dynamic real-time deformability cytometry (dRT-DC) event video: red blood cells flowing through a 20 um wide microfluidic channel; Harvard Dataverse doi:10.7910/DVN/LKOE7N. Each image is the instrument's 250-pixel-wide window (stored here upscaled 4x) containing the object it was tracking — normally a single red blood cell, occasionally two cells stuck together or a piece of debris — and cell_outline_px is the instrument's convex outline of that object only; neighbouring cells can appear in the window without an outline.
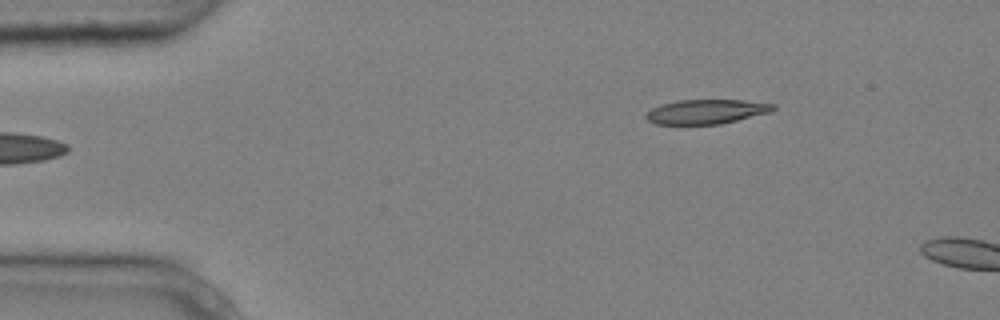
{"species": "common noctule bat (a hibernating species)", "species_latin": "Nyctalus noctula", "temperature_condition": "cold", "stored_images_in_passage": 3, "camera_frame_rate_fps": 3000, "um_per_image_px": 0.085, "animal": {"sex": "male", "body_mass_g": 20.4}, "frame": {"image": 1, "passage_image": 3, "time_ms": 0.667, "image_size_px": [1000, 320], "cell_outline_px": [[776, 108], [768, 112], [720, 124], [656, 124], [648, 120], [644, 116], [652, 108], [660, 104], [676, 100], [744, 100], [776, 104]], "centroid_in_image_um": [60.01, 9.48], "position_along_channel_um": 25.0, "area_um2": 17.98}}